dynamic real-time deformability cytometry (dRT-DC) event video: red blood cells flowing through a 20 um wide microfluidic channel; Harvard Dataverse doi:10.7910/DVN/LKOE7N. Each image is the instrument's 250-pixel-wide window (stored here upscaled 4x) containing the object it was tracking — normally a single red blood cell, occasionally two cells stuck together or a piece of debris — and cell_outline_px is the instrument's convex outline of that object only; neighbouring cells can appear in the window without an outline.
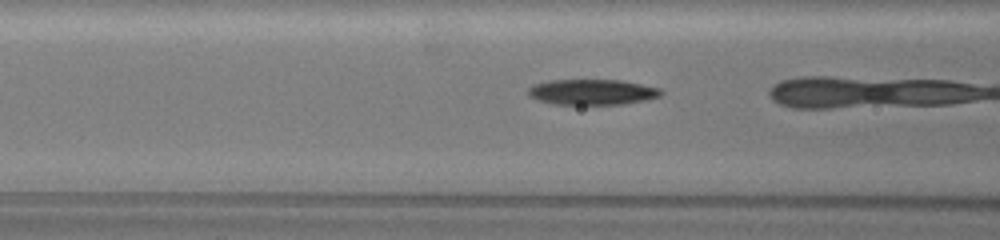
{"species": "common noctule bat (a hibernating species)", "species_latin": "Nyctalus noctula", "temperature_condition": "warm", "stored_images_in_passage": 6, "camera_frame_rate_fps": 3000, "um_per_image_px": 0.085, "animal": {"sex": "female", "body_mass_g": 19.5, "forearm_length_mm": 54.1}, "frame": {"image": 1, "passage_image": 4, "time_ms": 1.0, "image_size_px": [1000, 240], "cell_outline_px": [[664, 92], [660, 96], [648, 100], [624, 104], [552, 104], [536, 100], [528, 96], [528, 88], [536, 84], [552, 80], [620, 80], [660, 88]], "centroid_in_image_um": [50.35, 7.83], "position_along_channel_um": 116.3, "area_um2": 19.83}}